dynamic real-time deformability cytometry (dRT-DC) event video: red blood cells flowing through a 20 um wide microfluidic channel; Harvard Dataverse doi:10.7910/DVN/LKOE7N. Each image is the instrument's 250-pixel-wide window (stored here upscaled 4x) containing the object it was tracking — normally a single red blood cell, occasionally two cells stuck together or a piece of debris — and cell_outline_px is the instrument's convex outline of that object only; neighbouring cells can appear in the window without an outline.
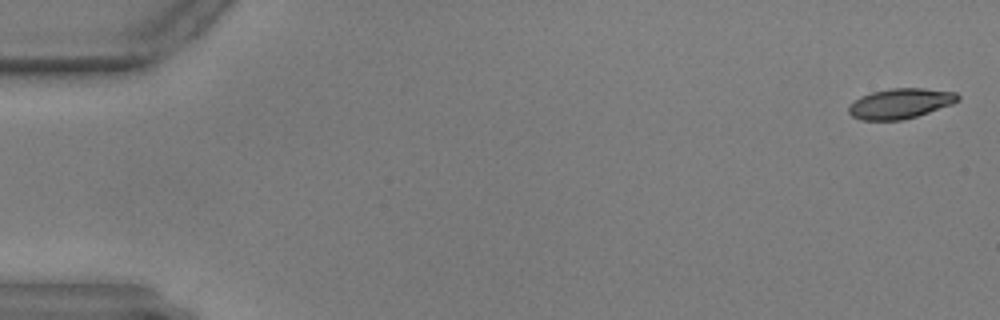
{"species": "common noctule bat (a hibernating species)", "species_latin": "Nyctalus noctula", "temperature_condition": "warm", "stored_images_in_passage": 58, "camera_frame_rate_fps": 3000, "um_per_image_px": 0.085, "animal": {"sex": "male", "body_mass_g": 17.9, "forearm_length_mm": 54.2}, "frame": {"image": 1, "passage_image": 1, "time_ms": 0.0, "image_size_px": [1000, 320], "cell_outline_px": [[960, 100], [952, 104], [916, 116], [900, 120], [860, 120], [852, 116], [848, 112], [848, 104], [860, 96], [872, 92], [888, 88], [924, 88], [956, 92], [960, 96]], "centroid_in_image_um": [76.5, 8.79], "position_along_channel_um": 8.5, "area_um2": 19.31}}
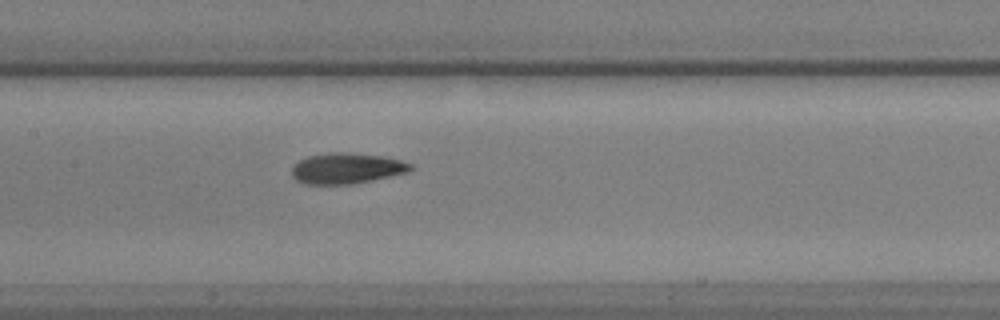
{"frame": {"image": 2, "passage_image": 28, "time_ms": 9.0, "image_size_px": [1000, 320], "cell_outline_px": [[416, 168], [408, 172], [392, 176], [352, 184], [304, 184], [296, 180], [292, 176], [292, 164], [308, 156], [332, 152], [340, 152], [384, 156], [400, 160], [412, 164]], "centroid_in_image_um": [29.48, 14.31], "position_along_channel_um": 177.9, "area_um2": 21.39}}
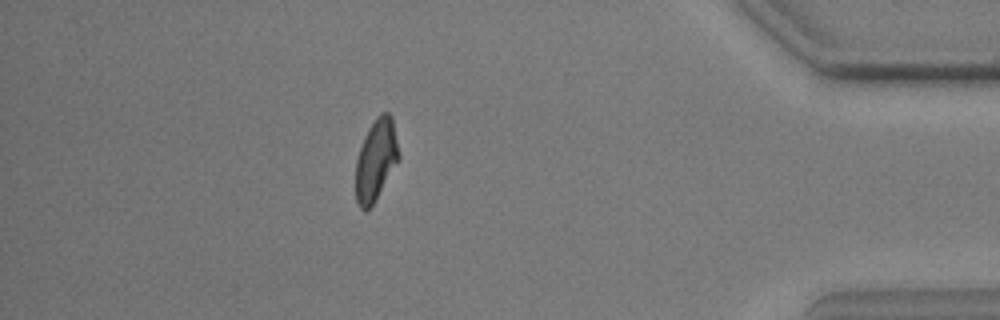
{"frame": {"image": 3, "passage_image": 51, "time_ms": 16.667, "image_size_px": [1000, 320], "cell_outline_px": [[400, 156], [372, 204], [364, 212], [360, 208], [356, 200], [356, 160], [364, 136], [368, 128], [376, 116], [380, 112], [388, 112], [392, 116], [400, 152]], "centroid_in_image_um": [31.95, 13.52], "position_along_channel_um": 403.2, "area_um2": 20.17}}